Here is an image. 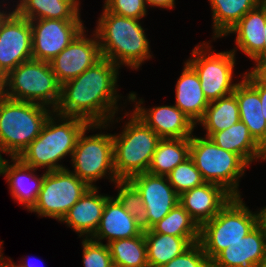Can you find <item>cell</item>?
<instances>
[{
    "label": "cell",
    "mask_w": 266,
    "mask_h": 267,
    "mask_svg": "<svg viewBox=\"0 0 266 267\" xmlns=\"http://www.w3.org/2000/svg\"><path fill=\"white\" fill-rule=\"evenodd\" d=\"M118 70L116 64L102 57L82 74L61 85L60 102L54 112L78 117L89 124L110 125L119 109Z\"/></svg>",
    "instance_id": "6da1fadb"
},
{
    "label": "cell",
    "mask_w": 266,
    "mask_h": 267,
    "mask_svg": "<svg viewBox=\"0 0 266 267\" xmlns=\"http://www.w3.org/2000/svg\"><path fill=\"white\" fill-rule=\"evenodd\" d=\"M103 10L94 30L99 40L101 56L119 68L126 65L138 69L145 60L152 57L149 40L140 20Z\"/></svg>",
    "instance_id": "7a4b0ae2"
},
{
    "label": "cell",
    "mask_w": 266,
    "mask_h": 267,
    "mask_svg": "<svg viewBox=\"0 0 266 267\" xmlns=\"http://www.w3.org/2000/svg\"><path fill=\"white\" fill-rule=\"evenodd\" d=\"M89 125L78 117L61 116L54 112L46 120L39 136L18 158L36 170L39 167H47L46 172L66 169L58 161L67 155L72 157L79 135Z\"/></svg>",
    "instance_id": "3957f363"
},
{
    "label": "cell",
    "mask_w": 266,
    "mask_h": 267,
    "mask_svg": "<svg viewBox=\"0 0 266 267\" xmlns=\"http://www.w3.org/2000/svg\"><path fill=\"white\" fill-rule=\"evenodd\" d=\"M44 105L12 100L0 93V154L18 158L54 113Z\"/></svg>",
    "instance_id": "277c9868"
},
{
    "label": "cell",
    "mask_w": 266,
    "mask_h": 267,
    "mask_svg": "<svg viewBox=\"0 0 266 267\" xmlns=\"http://www.w3.org/2000/svg\"><path fill=\"white\" fill-rule=\"evenodd\" d=\"M0 93L12 100L37 103L54 111L60 102L61 84L49 62L30 59L0 80Z\"/></svg>",
    "instance_id": "5b68a950"
},
{
    "label": "cell",
    "mask_w": 266,
    "mask_h": 267,
    "mask_svg": "<svg viewBox=\"0 0 266 267\" xmlns=\"http://www.w3.org/2000/svg\"><path fill=\"white\" fill-rule=\"evenodd\" d=\"M258 225V213L250 211L241 196H232L210 221L200 227L199 243L212 261L222 250L240 241Z\"/></svg>",
    "instance_id": "8992f818"
},
{
    "label": "cell",
    "mask_w": 266,
    "mask_h": 267,
    "mask_svg": "<svg viewBox=\"0 0 266 267\" xmlns=\"http://www.w3.org/2000/svg\"><path fill=\"white\" fill-rule=\"evenodd\" d=\"M120 134H112L114 169L119 180L148 171L160 137L133 112Z\"/></svg>",
    "instance_id": "52a82bcc"
},
{
    "label": "cell",
    "mask_w": 266,
    "mask_h": 267,
    "mask_svg": "<svg viewBox=\"0 0 266 267\" xmlns=\"http://www.w3.org/2000/svg\"><path fill=\"white\" fill-rule=\"evenodd\" d=\"M190 157L205 182L221 185L232 196H241L239 179L249 165L238 154L220 148L209 137L192 135Z\"/></svg>",
    "instance_id": "ba28073f"
},
{
    "label": "cell",
    "mask_w": 266,
    "mask_h": 267,
    "mask_svg": "<svg viewBox=\"0 0 266 267\" xmlns=\"http://www.w3.org/2000/svg\"><path fill=\"white\" fill-rule=\"evenodd\" d=\"M109 124H90L79 135L70 161L73 171L89 187H97L94 182L109 176L111 182L119 181L114 169L112 134H93L86 136L90 129H106ZM108 176H107V175ZM110 174V175H109Z\"/></svg>",
    "instance_id": "9c48e42d"
},
{
    "label": "cell",
    "mask_w": 266,
    "mask_h": 267,
    "mask_svg": "<svg viewBox=\"0 0 266 267\" xmlns=\"http://www.w3.org/2000/svg\"><path fill=\"white\" fill-rule=\"evenodd\" d=\"M209 47L206 42L196 45L186 62L198 74L204 96L210 103L233 94L238 83H232L237 49L214 54Z\"/></svg>",
    "instance_id": "30bf717a"
},
{
    "label": "cell",
    "mask_w": 266,
    "mask_h": 267,
    "mask_svg": "<svg viewBox=\"0 0 266 267\" xmlns=\"http://www.w3.org/2000/svg\"><path fill=\"white\" fill-rule=\"evenodd\" d=\"M90 187L71 170L44 172L36 204L30 210L59 222Z\"/></svg>",
    "instance_id": "8fae6325"
},
{
    "label": "cell",
    "mask_w": 266,
    "mask_h": 267,
    "mask_svg": "<svg viewBox=\"0 0 266 267\" xmlns=\"http://www.w3.org/2000/svg\"><path fill=\"white\" fill-rule=\"evenodd\" d=\"M30 59H33L30 20L10 10L0 20V80Z\"/></svg>",
    "instance_id": "7c38bea8"
},
{
    "label": "cell",
    "mask_w": 266,
    "mask_h": 267,
    "mask_svg": "<svg viewBox=\"0 0 266 267\" xmlns=\"http://www.w3.org/2000/svg\"><path fill=\"white\" fill-rule=\"evenodd\" d=\"M32 57L51 61L85 28L82 20H32Z\"/></svg>",
    "instance_id": "4fadbf2b"
},
{
    "label": "cell",
    "mask_w": 266,
    "mask_h": 267,
    "mask_svg": "<svg viewBox=\"0 0 266 267\" xmlns=\"http://www.w3.org/2000/svg\"><path fill=\"white\" fill-rule=\"evenodd\" d=\"M128 181L143 200L146 209L145 231L151 229L179 203V195L167 176L145 172L130 177Z\"/></svg>",
    "instance_id": "5bb4252c"
},
{
    "label": "cell",
    "mask_w": 266,
    "mask_h": 267,
    "mask_svg": "<svg viewBox=\"0 0 266 267\" xmlns=\"http://www.w3.org/2000/svg\"><path fill=\"white\" fill-rule=\"evenodd\" d=\"M85 28L56 57L49 61L57 81L62 85L92 67L102 56L98 37H86Z\"/></svg>",
    "instance_id": "9a60e30c"
},
{
    "label": "cell",
    "mask_w": 266,
    "mask_h": 267,
    "mask_svg": "<svg viewBox=\"0 0 266 267\" xmlns=\"http://www.w3.org/2000/svg\"><path fill=\"white\" fill-rule=\"evenodd\" d=\"M141 104L143 99L136 102L133 113L161 139L191 138L193 135L195 124L176 105L146 109Z\"/></svg>",
    "instance_id": "2e32d148"
},
{
    "label": "cell",
    "mask_w": 266,
    "mask_h": 267,
    "mask_svg": "<svg viewBox=\"0 0 266 267\" xmlns=\"http://www.w3.org/2000/svg\"><path fill=\"white\" fill-rule=\"evenodd\" d=\"M231 197L221 185L205 182L179 195V204L201 227L217 215Z\"/></svg>",
    "instance_id": "e0dca14e"
},
{
    "label": "cell",
    "mask_w": 266,
    "mask_h": 267,
    "mask_svg": "<svg viewBox=\"0 0 266 267\" xmlns=\"http://www.w3.org/2000/svg\"><path fill=\"white\" fill-rule=\"evenodd\" d=\"M266 251V233L258 224L240 241L222 250L211 267H258Z\"/></svg>",
    "instance_id": "ac0fdd59"
},
{
    "label": "cell",
    "mask_w": 266,
    "mask_h": 267,
    "mask_svg": "<svg viewBox=\"0 0 266 267\" xmlns=\"http://www.w3.org/2000/svg\"><path fill=\"white\" fill-rule=\"evenodd\" d=\"M10 162L5 158L2 159L0 175H4L9 183V190L14 200L30 211L36 204L44 173L38 177L34 174L36 169L24 164L19 158H11Z\"/></svg>",
    "instance_id": "d6986e66"
},
{
    "label": "cell",
    "mask_w": 266,
    "mask_h": 267,
    "mask_svg": "<svg viewBox=\"0 0 266 267\" xmlns=\"http://www.w3.org/2000/svg\"><path fill=\"white\" fill-rule=\"evenodd\" d=\"M142 232V225L124 208L119 199L110 196L106 200L99 227L91 239L99 243L106 239L108 244L117 239L139 236Z\"/></svg>",
    "instance_id": "ffe728a7"
},
{
    "label": "cell",
    "mask_w": 266,
    "mask_h": 267,
    "mask_svg": "<svg viewBox=\"0 0 266 267\" xmlns=\"http://www.w3.org/2000/svg\"><path fill=\"white\" fill-rule=\"evenodd\" d=\"M99 188L90 187L69 209L60 222L66 223L79 237L91 238L99 227L103 209L109 195L97 194Z\"/></svg>",
    "instance_id": "44dd1931"
},
{
    "label": "cell",
    "mask_w": 266,
    "mask_h": 267,
    "mask_svg": "<svg viewBox=\"0 0 266 267\" xmlns=\"http://www.w3.org/2000/svg\"><path fill=\"white\" fill-rule=\"evenodd\" d=\"M266 23V0L251 11H248L241 20L233 26L225 36L235 33L236 48L253 60L264 46V27Z\"/></svg>",
    "instance_id": "7402d4cb"
},
{
    "label": "cell",
    "mask_w": 266,
    "mask_h": 267,
    "mask_svg": "<svg viewBox=\"0 0 266 267\" xmlns=\"http://www.w3.org/2000/svg\"><path fill=\"white\" fill-rule=\"evenodd\" d=\"M183 72L177 79L175 105L197 126L209 102L204 96L198 74L184 62Z\"/></svg>",
    "instance_id": "603a6c76"
},
{
    "label": "cell",
    "mask_w": 266,
    "mask_h": 267,
    "mask_svg": "<svg viewBox=\"0 0 266 267\" xmlns=\"http://www.w3.org/2000/svg\"><path fill=\"white\" fill-rule=\"evenodd\" d=\"M233 94L239 105L240 120L247 126L252 137L262 146L266 141V120L258 91L243 77Z\"/></svg>",
    "instance_id": "cb8c5ba5"
},
{
    "label": "cell",
    "mask_w": 266,
    "mask_h": 267,
    "mask_svg": "<svg viewBox=\"0 0 266 267\" xmlns=\"http://www.w3.org/2000/svg\"><path fill=\"white\" fill-rule=\"evenodd\" d=\"M147 262L149 267H162L176 256L181 255L200 237H176L155 233L151 229L144 231Z\"/></svg>",
    "instance_id": "d4e9b609"
},
{
    "label": "cell",
    "mask_w": 266,
    "mask_h": 267,
    "mask_svg": "<svg viewBox=\"0 0 266 267\" xmlns=\"http://www.w3.org/2000/svg\"><path fill=\"white\" fill-rule=\"evenodd\" d=\"M18 2L14 10L30 21L81 20L79 0H19Z\"/></svg>",
    "instance_id": "484cf974"
},
{
    "label": "cell",
    "mask_w": 266,
    "mask_h": 267,
    "mask_svg": "<svg viewBox=\"0 0 266 267\" xmlns=\"http://www.w3.org/2000/svg\"><path fill=\"white\" fill-rule=\"evenodd\" d=\"M209 139L220 148L238 154L248 165L262 159L261 145L241 120L228 129L212 133Z\"/></svg>",
    "instance_id": "4316f807"
},
{
    "label": "cell",
    "mask_w": 266,
    "mask_h": 267,
    "mask_svg": "<svg viewBox=\"0 0 266 267\" xmlns=\"http://www.w3.org/2000/svg\"><path fill=\"white\" fill-rule=\"evenodd\" d=\"M264 0H209L213 18V40L225 37L248 12Z\"/></svg>",
    "instance_id": "83f0119b"
},
{
    "label": "cell",
    "mask_w": 266,
    "mask_h": 267,
    "mask_svg": "<svg viewBox=\"0 0 266 267\" xmlns=\"http://www.w3.org/2000/svg\"><path fill=\"white\" fill-rule=\"evenodd\" d=\"M190 156V138L160 139L152 156L148 173L167 176Z\"/></svg>",
    "instance_id": "f1b7e54d"
},
{
    "label": "cell",
    "mask_w": 266,
    "mask_h": 267,
    "mask_svg": "<svg viewBox=\"0 0 266 267\" xmlns=\"http://www.w3.org/2000/svg\"><path fill=\"white\" fill-rule=\"evenodd\" d=\"M240 121L239 105L234 94L209 103L203 117L197 122L206 130L205 137L230 128Z\"/></svg>",
    "instance_id": "f546056e"
},
{
    "label": "cell",
    "mask_w": 266,
    "mask_h": 267,
    "mask_svg": "<svg viewBox=\"0 0 266 267\" xmlns=\"http://www.w3.org/2000/svg\"><path fill=\"white\" fill-rule=\"evenodd\" d=\"M107 245L113 267H149L144 231L139 236L117 239Z\"/></svg>",
    "instance_id": "4dcf8cb0"
},
{
    "label": "cell",
    "mask_w": 266,
    "mask_h": 267,
    "mask_svg": "<svg viewBox=\"0 0 266 267\" xmlns=\"http://www.w3.org/2000/svg\"><path fill=\"white\" fill-rule=\"evenodd\" d=\"M151 230L176 237H200V227L179 203Z\"/></svg>",
    "instance_id": "1f68e13d"
},
{
    "label": "cell",
    "mask_w": 266,
    "mask_h": 267,
    "mask_svg": "<svg viewBox=\"0 0 266 267\" xmlns=\"http://www.w3.org/2000/svg\"><path fill=\"white\" fill-rule=\"evenodd\" d=\"M167 177L178 195L205 183L190 156L178 164Z\"/></svg>",
    "instance_id": "d6a6232c"
},
{
    "label": "cell",
    "mask_w": 266,
    "mask_h": 267,
    "mask_svg": "<svg viewBox=\"0 0 266 267\" xmlns=\"http://www.w3.org/2000/svg\"><path fill=\"white\" fill-rule=\"evenodd\" d=\"M114 184L118 188L116 197L134 219L142 225L143 231H145L146 209L139 192L128 180H119Z\"/></svg>",
    "instance_id": "836d02e7"
},
{
    "label": "cell",
    "mask_w": 266,
    "mask_h": 267,
    "mask_svg": "<svg viewBox=\"0 0 266 267\" xmlns=\"http://www.w3.org/2000/svg\"><path fill=\"white\" fill-rule=\"evenodd\" d=\"M84 267H113L110 250L107 244L99 243L91 238H83Z\"/></svg>",
    "instance_id": "e575fe53"
},
{
    "label": "cell",
    "mask_w": 266,
    "mask_h": 267,
    "mask_svg": "<svg viewBox=\"0 0 266 267\" xmlns=\"http://www.w3.org/2000/svg\"><path fill=\"white\" fill-rule=\"evenodd\" d=\"M146 0H105L104 9L119 16L141 20L147 13Z\"/></svg>",
    "instance_id": "d590c367"
},
{
    "label": "cell",
    "mask_w": 266,
    "mask_h": 267,
    "mask_svg": "<svg viewBox=\"0 0 266 267\" xmlns=\"http://www.w3.org/2000/svg\"><path fill=\"white\" fill-rule=\"evenodd\" d=\"M162 267H211V261L197 242Z\"/></svg>",
    "instance_id": "8d00e7d4"
},
{
    "label": "cell",
    "mask_w": 266,
    "mask_h": 267,
    "mask_svg": "<svg viewBox=\"0 0 266 267\" xmlns=\"http://www.w3.org/2000/svg\"><path fill=\"white\" fill-rule=\"evenodd\" d=\"M243 77L258 91L262 103V111L266 120V82L261 81L252 71L244 73Z\"/></svg>",
    "instance_id": "74e56055"
},
{
    "label": "cell",
    "mask_w": 266,
    "mask_h": 267,
    "mask_svg": "<svg viewBox=\"0 0 266 267\" xmlns=\"http://www.w3.org/2000/svg\"><path fill=\"white\" fill-rule=\"evenodd\" d=\"M251 71L261 80L266 82V58L261 59Z\"/></svg>",
    "instance_id": "f35d334b"
},
{
    "label": "cell",
    "mask_w": 266,
    "mask_h": 267,
    "mask_svg": "<svg viewBox=\"0 0 266 267\" xmlns=\"http://www.w3.org/2000/svg\"><path fill=\"white\" fill-rule=\"evenodd\" d=\"M146 4L152 7L172 9L175 6V0H146Z\"/></svg>",
    "instance_id": "ab89813d"
},
{
    "label": "cell",
    "mask_w": 266,
    "mask_h": 267,
    "mask_svg": "<svg viewBox=\"0 0 266 267\" xmlns=\"http://www.w3.org/2000/svg\"><path fill=\"white\" fill-rule=\"evenodd\" d=\"M8 260L5 259V266L6 267H39L37 266L36 264H32V262L28 261L26 262L27 260H22L21 263L19 265H16L14 262H12L11 259L7 258Z\"/></svg>",
    "instance_id": "60d3db41"
},
{
    "label": "cell",
    "mask_w": 266,
    "mask_h": 267,
    "mask_svg": "<svg viewBox=\"0 0 266 267\" xmlns=\"http://www.w3.org/2000/svg\"><path fill=\"white\" fill-rule=\"evenodd\" d=\"M258 224L266 233V206L258 212Z\"/></svg>",
    "instance_id": "b9f144b4"
},
{
    "label": "cell",
    "mask_w": 266,
    "mask_h": 267,
    "mask_svg": "<svg viewBox=\"0 0 266 267\" xmlns=\"http://www.w3.org/2000/svg\"><path fill=\"white\" fill-rule=\"evenodd\" d=\"M264 33H265V39H264V46L263 50L253 59V61L256 62V64L261 60L266 58V23L264 27Z\"/></svg>",
    "instance_id": "7bdbcfd3"
},
{
    "label": "cell",
    "mask_w": 266,
    "mask_h": 267,
    "mask_svg": "<svg viewBox=\"0 0 266 267\" xmlns=\"http://www.w3.org/2000/svg\"><path fill=\"white\" fill-rule=\"evenodd\" d=\"M261 151H262V160H266V141H265V143L261 146Z\"/></svg>",
    "instance_id": "ee69618b"
},
{
    "label": "cell",
    "mask_w": 266,
    "mask_h": 267,
    "mask_svg": "<svg viewBox=\"0 0 266 267\" xmlns=\"http://www.w3.org/2000/svg\"><path fill=\"white\" fill-rule=\"evenodd\" d=\"M258 267H266V251L263 259L260 261Z\"/></svg>",
    "instance_id": "f6af8a7d"
},
{
    "label": "cell",
    "mask_w": 266,
    "mask_h": 267,
    "mask_svg": "<svg viewBox=\"0 0 266 267\" xmlns=\"http://www.w3.org/2000/svg\"><path fill=\"white\" fill-rule=\"evenodd\" d=\"M0 267H5V260H4V258H0Z\"/></svg>",
    "instance_id": "bcb514c9"
},
{
    "label": "cell",
    "mask_w": 266,
    "mask_h": 267,
    "mask_svg": "<svg viewBox=\"0 0 266 267\" xmlns=\"http://www.w3.org/2000/svg\"><path fill=\"white\" fill-rule=\"evenodd\" d=\"M2 11V12H1ZM7 13V10L4 12V10L0 9V20L1 18Z\"/></svg>",
    "instance_id": "7dc6e473"
},
{
    "label": "cell",
    "mask_w": 266,
    "mask_h": 267,
    "mask_svg": "<svg viewBox=\"0 0 266 267\" xmlns=\"http://www.w3.org/2000/svg\"><path fill=\"white\" fill-rule=\"evenodd\" d=\"M2 243H3V241H0V258H4L3 254H2V249L3 248H1Z\"/></svg>",
    "instance_id": "c3c4849f"
},
{
    "label": "cell",
    "mask_w": 266,
    "mask_h": 267,
    "mask_svg": "<svg viewBox=\"0 0 266 267\" xmlns=\"http://www.w3.org/2000/svg\"><path fill=\"white\" fill-rule=\"evenodd\" d=\"M2 159H3L2 154H0V166H1Z\"/></svg>",
    "instance_id": "681fc988"
}]
</instances>
